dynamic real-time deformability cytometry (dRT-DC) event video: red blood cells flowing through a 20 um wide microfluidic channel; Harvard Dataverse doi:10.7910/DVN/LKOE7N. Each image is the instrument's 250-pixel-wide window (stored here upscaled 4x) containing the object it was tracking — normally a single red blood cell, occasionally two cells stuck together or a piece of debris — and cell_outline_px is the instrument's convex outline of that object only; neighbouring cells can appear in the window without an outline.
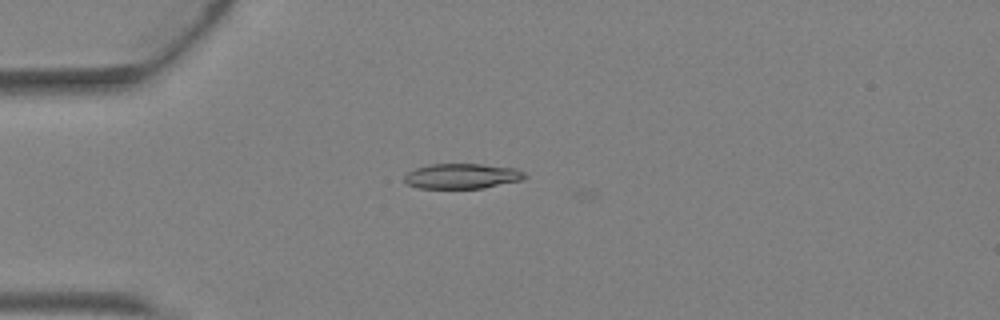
{"species": "Egyptian fruit bat (a non-hibernating species)", "species_latin": "Rousettus aegyptiacus", "temperature_condition": "warm", "stored_images_in_passage": 5, "camera_frame_rate_fps": 3000, "um_per_image_px": 0.085, "animal": {"sex": "female"}, "frame": {"image": 1, "passage_image": 4, "time_ms": 1.0, "image_size_px": [1000, 320], "cell_outline_px": [[528, 176], [524, 180], [484, 188], [420, 188], [408, 184], [404, 180], [404, 176], [408, 172], [416, 168], [428, 164], [480, 164], [516, 168], [524, 172]], "centroid_in_image_um": [39.32, 14.97], "position_along_channel_um": 45.7, "area_um2": 17.74}}